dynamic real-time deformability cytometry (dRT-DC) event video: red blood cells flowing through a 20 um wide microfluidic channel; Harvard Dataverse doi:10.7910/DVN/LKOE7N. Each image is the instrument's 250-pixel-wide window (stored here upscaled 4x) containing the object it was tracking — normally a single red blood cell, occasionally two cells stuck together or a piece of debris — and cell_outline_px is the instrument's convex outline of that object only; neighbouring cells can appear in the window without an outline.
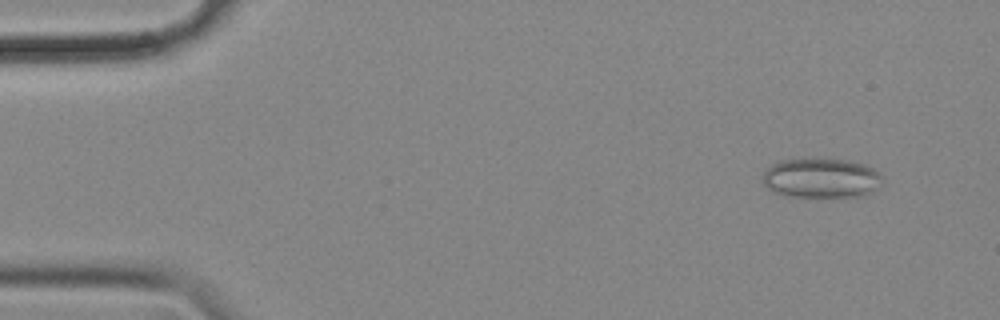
{"species": "common noctule bat (a hibernating species)", "species_latin": "Nyctalus noctula", "temperature_condition": "cold", "stored_images_in_passage": 56, "camera_frame_rate_fps": 3000, "um_per_image_px": 0.085, "animal": {"sex": "female", "body_mass_g": 18.4}, "frame": {"image": 1, "passage_image": 5, "time_ms": 1.333, "image_size_px": [1000, 320], "cell_outline_px": [[884, 176], [876, 188], [872, 192], [856, 196], [788, 196], [772, 192], [764, 184], [764, 172], [772, 164], [780, 160], [844, 160], [864, 164], [872, 168]], "centroid_in_image_um": [69.8, 15.15], "position_along_channel_um": 15.2, "area_um2": 27.05}}
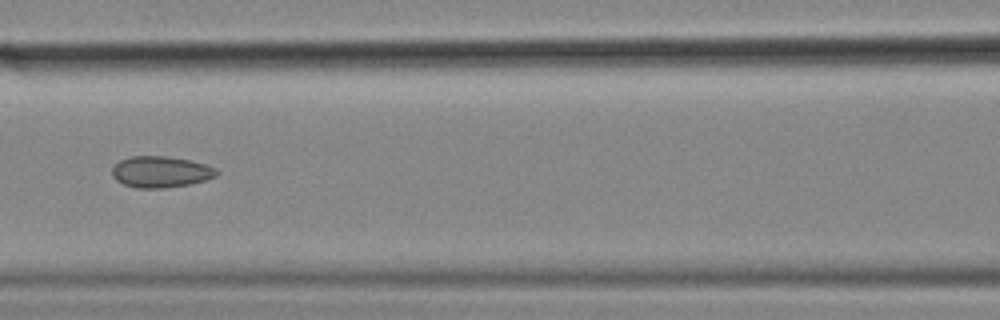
{"frame": {"image": 2, "passage_image": 25, "time_ms": 8.0, "image_size_px": [1000, 320], "cell_outline_px": [[220, 172], [216, 176], [204, 180], [188, 184], [164, 188], [136, 188], [124, 184], [116, 180], [112, 176], [112, 168], [120, 160], [128, 156], [168, 156], [192, 160], [216, 168]], "centroid_in_image_um": [13.65, 14.6], "position_along_channel_um": 152.9, "area_um2": 19.13}}
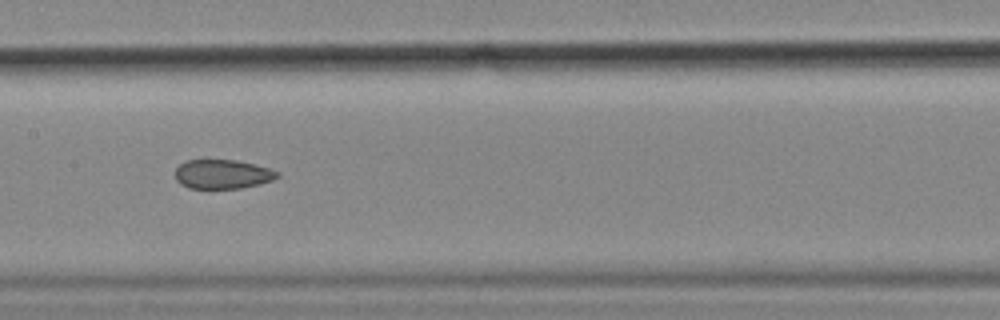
{"frame": {"image": 3, "passage_image": 28, "time_ms": 9.0, "image_size_px": [1000, 320], "cell_outline_px": [[280, 176], [272, 180], [260, 184], [240, 188], [188, 188], [180, 184], [176, 180], [176, 168], [180, 164], [188, 160], [204, 156], [236, 160], [268, 168], [280, 172]], "centroid_in_image_um": [18.87, 14.76], "position_along_channel_um": 188.5, "area_um2": 17.98}, "authors_computed_cell_mechanics": {"area_um2": 19.7098, "velocity_mm_per_s": 3.5828, "shape_relaxation_time_tau1_ms": null, "shape_relaxation_time_tau2_ms": 2.9047, "deformation_change_tau1": null, "deformation_change_tau2": 0.0835}}